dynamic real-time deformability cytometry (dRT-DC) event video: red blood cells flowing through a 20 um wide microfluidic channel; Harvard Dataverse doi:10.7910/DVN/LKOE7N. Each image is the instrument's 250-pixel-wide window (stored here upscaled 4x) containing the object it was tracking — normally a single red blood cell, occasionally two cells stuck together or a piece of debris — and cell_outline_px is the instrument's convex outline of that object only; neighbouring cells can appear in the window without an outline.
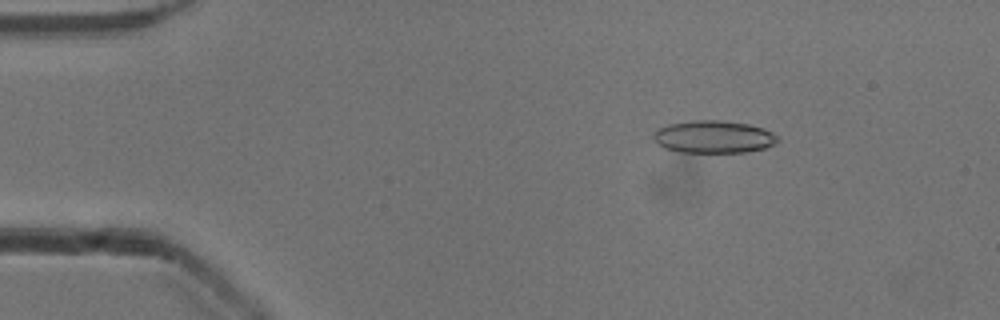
{"species": "common noctule bat (a hibernating species)", "species_latin": "Nyctalus noctula", "temperature_condition": "cold", "stored_images_in_passage": 3, "camera_frame_rate_fps": 3000, "um_per_image_px": 0.085, "animal": {"sex": "male", "body_mass_g": 13.3}, "frame": {"image": 1, "passage_image": 2, "time_ms": 0.333, "image_size_px": [1000, 320], "cell_outline_px": [[780, 140], [776, 144], [764, 148], [744, 152], [680, 152], [664, 148], [656, 144], [652, 136], [656, 128], [668, 124], [692, 120], [716, 120], [748, 124], [764, 128], [772, 132]], "centroid_in_image_um": [60.62, 11.63], "position_along_channel_um": 24.4, "area_um2": 23.7}}